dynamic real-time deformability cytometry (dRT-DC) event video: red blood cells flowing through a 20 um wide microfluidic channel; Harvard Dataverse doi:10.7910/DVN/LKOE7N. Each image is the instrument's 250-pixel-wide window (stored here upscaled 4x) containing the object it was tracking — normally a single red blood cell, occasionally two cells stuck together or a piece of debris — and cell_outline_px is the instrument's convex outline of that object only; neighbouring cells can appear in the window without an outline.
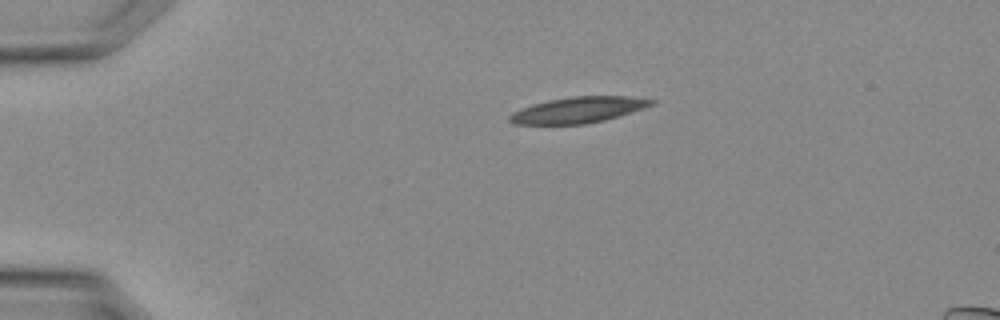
{"species": "Egyptian fruit bat (a non-hibernating species)", "species_latin": "Rousettus aegyptiacus", "temperature_condition": "warm", "stored_images_in_passage": 29, "camera_frame_rate_fps": 3000, "um_per_image_px": 0.085, "animal": {"sex": "female"}, "frame": {"image": 1, "passage_image": 1, "time_ms": 0.0, "image_size_px": [1000, 320], "cell_outline_px": [[656, 104], [644, 108], [604, 120], [584, 124], [512, 124], [508, 120], [508, 116], [512, 112], [532, 104], [548, 100], [572, 96], [624, 96], [656, 100]], "centroid_in_image_um": [49.13, 9.34], "position_along_channel_um": 35.9, "area_um2": 21.39}}
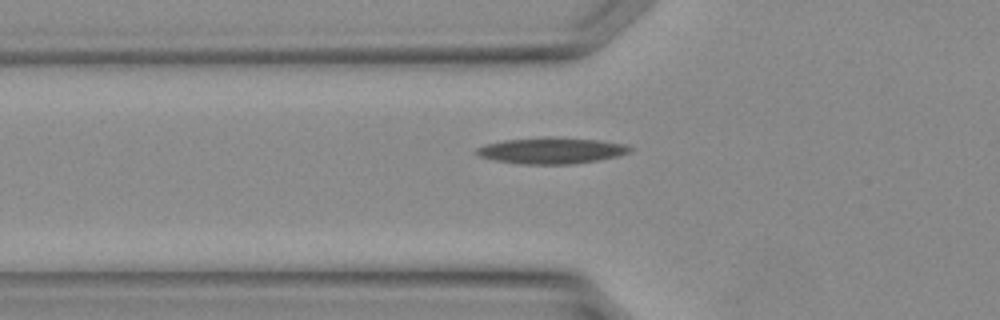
{"frame": {"image": 2, "passage_image": 6, "time_ms": 1.667, "image_size_px": [1000, 320], "cell_outline_px": [[632, 152], [620, 156], [600, 160], [572, 164], [520, 164], [492, 160], [480, 156], [472, 152], [476, 148], [484, 144], [504, 140], [544, 136], [548, 136], [600, 140], [628, 144], [632, 148]], "centroid_in_image_um": [46.88, 12.79], "position_along_channel_um": 78.9, "area_um2": 24.04}}
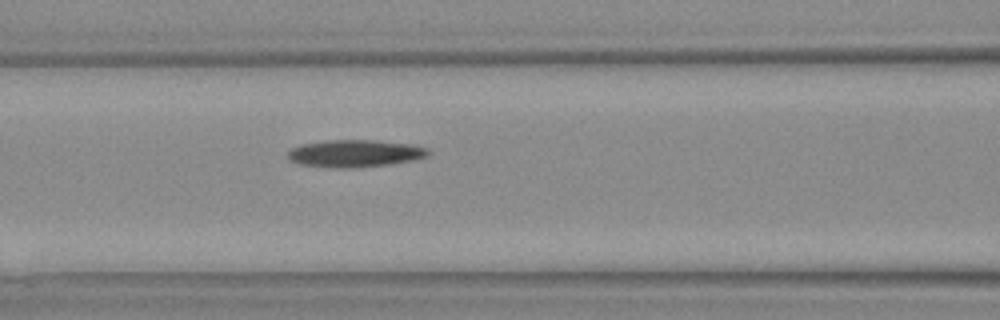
{"frame": {"image": 3, "passage_image": 9, "time_ms": 2.667, "image_size_px": [1000, 320], "cell_outline_px": [[432, 152], [428, 156], [412, 160], [388, 164], [352, 168], [328, 168], [300, 164], [288, 160], [288, 152], [292, 148], [300, 144], [328, 140], [376, 140], [412, 144], [428, 148]], "centroid_in_image_um": [30.17, 13.04], "position_along_channel_um": 136.4, "area_um2": 22.54}}